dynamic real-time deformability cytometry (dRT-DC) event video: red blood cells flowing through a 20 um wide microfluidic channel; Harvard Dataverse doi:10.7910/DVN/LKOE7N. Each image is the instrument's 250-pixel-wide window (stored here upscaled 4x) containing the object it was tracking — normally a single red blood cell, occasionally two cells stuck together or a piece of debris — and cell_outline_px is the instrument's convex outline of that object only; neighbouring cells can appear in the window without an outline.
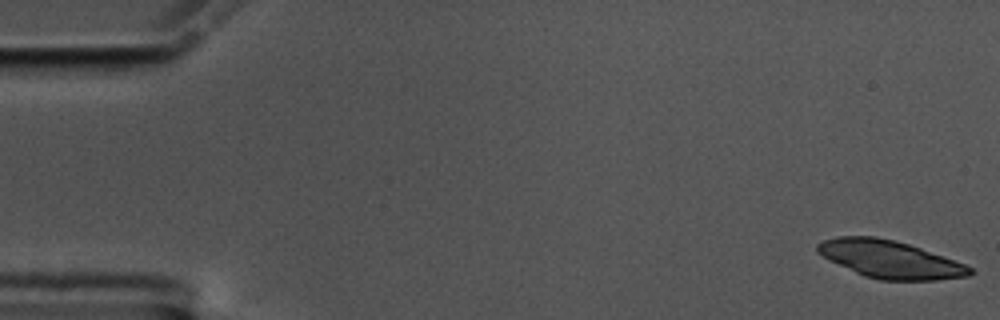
{"species": "common noctule bat (a hibernating species)", "species_latin": "Nyctalus noctula", "temperature_condition": "cold", "stored_images_in_passage": 56, "camera_frame_rate_fps": 3000, "um_per_image_px": 0.085, "animal": {"sex": "male", "body_mass_g": 17.5, "forearm_length_mm": 52.3}, "frame": {"image": 1, "passage_image": 1, "time_ms": 0.0, "image_size_px": [1000, 320], "cell_outline_px": [[976, 272], [968, 276], [936, 280], [880, 280], [864, 276], [828, 260], [816, 252], [816, 244], [824, 240], [836, 236], [876, 236], [908, 244], [920, 248], [964, 264], [972, 268]], "centroid_in_image_um": [75.6, 22.04], "position_along_channel_um": 9.4, "area_um2": 33.23}}